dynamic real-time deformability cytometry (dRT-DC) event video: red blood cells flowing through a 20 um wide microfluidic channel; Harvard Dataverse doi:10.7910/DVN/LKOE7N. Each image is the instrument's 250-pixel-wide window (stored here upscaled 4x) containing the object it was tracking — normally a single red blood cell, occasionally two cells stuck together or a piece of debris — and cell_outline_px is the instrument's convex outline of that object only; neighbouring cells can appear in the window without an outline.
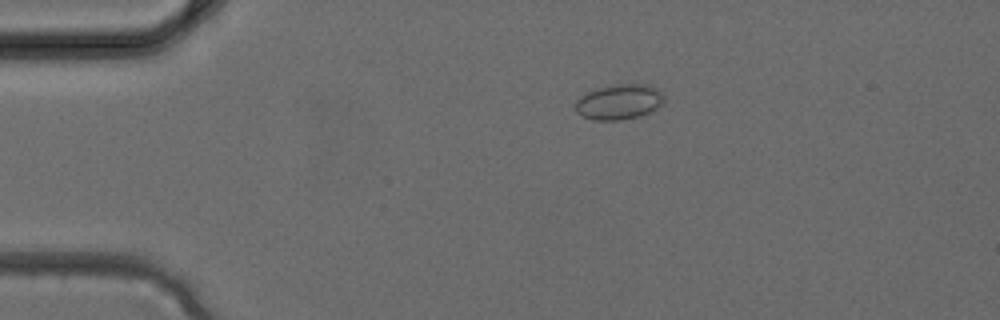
{"species": "common noctule bat (a hibernating species)", "species_latin": "Nyctalus noctula", "temperature_condition": "cold", "stored_images_in_passage": 4, "camera_frame_rate_fps": 3000, "um_per_image_px": 0.085, "animal": {"sex": "female", "body_mass_g": 24.6, "forearm_length_mm": 56.2}, "frame": {"image": 1, "passage_image": 2, "time_ms": 0.333, "image_size_px": [1000, 320], "cell_outline_px": [[664, 100], [660, 108], [640, 116], [620, 120], [592, 120], [576, 112], [576, 100], [580, 96], [596, 88], [616, 84], [652, 84], [664, 96]], "centroid_in_image_um": [52.65, 8.66], "position_along_channel_um": 32.3, "area_um2": 18.38}}
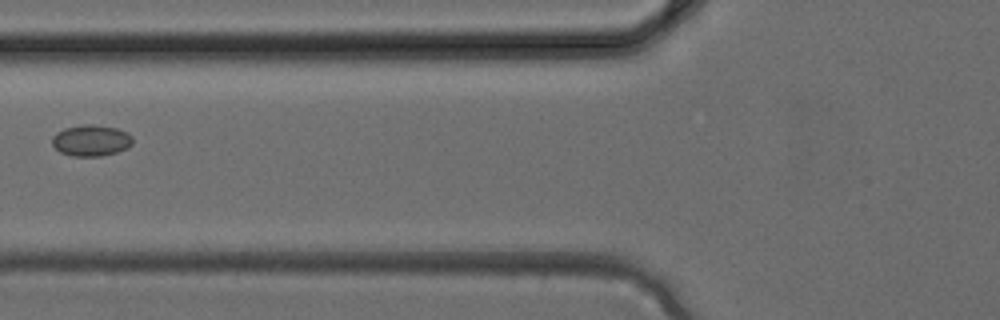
{"frame": {"image": 2, "passage_image": 4, "time_ms": 1.0, "image_size_px": [1000, 320], "cell_outline_px": [[132, 144], [116, 152], [100, 156], [72, 156], [60, 152], [52, 144], [52, 136], [56, 132], [64, 128], [84, 124], [92, 124], [116, 128], [128, 132], [132, 136]], "centroid_in_image_um": [7.72, 11.93], "position_along_channel_um": 118.1, "area_um2": 14.62}}